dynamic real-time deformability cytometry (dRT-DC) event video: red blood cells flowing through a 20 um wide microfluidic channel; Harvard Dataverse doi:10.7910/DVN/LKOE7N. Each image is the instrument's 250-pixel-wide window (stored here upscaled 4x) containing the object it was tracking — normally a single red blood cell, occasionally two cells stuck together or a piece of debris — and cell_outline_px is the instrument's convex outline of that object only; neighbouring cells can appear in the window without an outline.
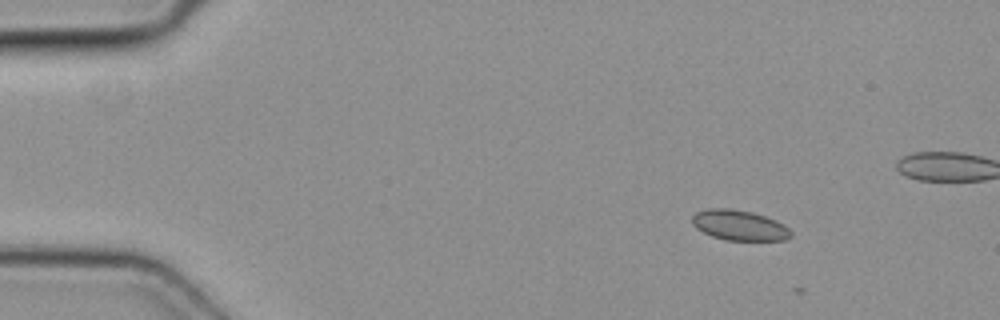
{"species": "common noctule bat (a hibernating species)", "species_latin": "Nyctalus noctula", "temperature_condition": "cold", "stored_images_in_passage": 2, "camera_frame_rate_fps": 3000, "um_per_image_px": 0.085, "animal": {"sex": "female", "body_mass_g": 19.3, "forearm_length_mm": 54.1}, "frame": {"image": 1, "passage_image": 1, "time_ms": 0.0, "image_size_px": [1000, 320], "cell_outline_px": [[792, 236], [784, 240], [724, 240], [712, 236], [696, 228], [692, 224], [692, 216], [696, 212], [708, 208], [728, 208], [752, 212], [776, 220], [784, 224], [792, 232]], "centroid_in_image_um": [62.84, 19.14], "position_along_channel_um": 22.2, "area_um2": 17.46}}